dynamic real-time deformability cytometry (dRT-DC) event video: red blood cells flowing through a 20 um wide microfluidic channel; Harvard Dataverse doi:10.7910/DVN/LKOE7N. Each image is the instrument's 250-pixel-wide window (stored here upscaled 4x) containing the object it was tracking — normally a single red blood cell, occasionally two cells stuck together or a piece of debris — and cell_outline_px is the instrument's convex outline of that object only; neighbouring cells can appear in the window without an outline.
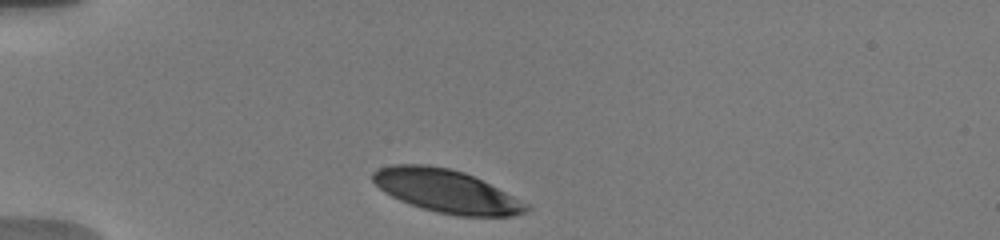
{"species": "human", "species_latin": "Homo sapiens", "temperature_condition": "warm", "stored_images_in_passage": 5, "camera_frame_rate_fps": 3000, "um_per_image_px": 0.085, "donor": {"sex": "male"}, "frame": {"image": 1, "passage_image": 1, "time_ms": 0.0, "image_size_px": [1000, 240], "cell_outline_px": [[532, 208], [524, 212], [512, 216], [460, 216], [440, 212], [424, 208], [400, 200], [384, 192], [372, 180], [372, 172], [380, 168], [392, 164], [424, 164], [448, 168], [464, 172], [528, 204]], "centroid_in_image_um": [37.91, 16.23], "position_along_channel_um": 47.1, "area_um2": 37.74}}
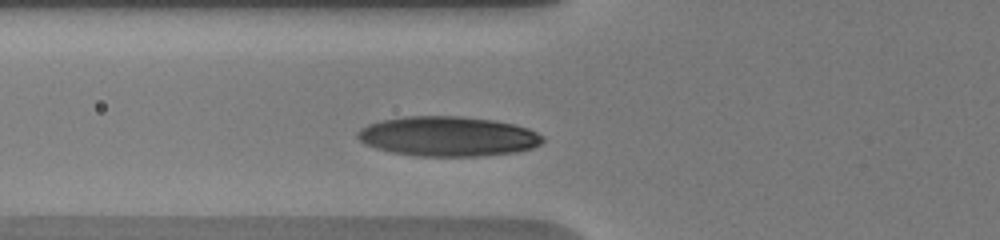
{"frame": {"image": 2, "passage_image": 4, "time_ms": 2.0, "image_size_px": [1000, 240], "cell_outline_px": [[544, 140], [540, 144], [532, 148], [516, 152], [480, 156], [416, 156], [392, 152], [376, 148], [364, 144], [356, 136], [356, 132], [360, 128], [368, 124], [380, 120], [404, 116], [460, 116], [496, 120], [528, 128], [544, 136]], "centroid_in_image_um": [38.05, 11.58], "position_along_channel_um": 87.7, "area_um2": 43.23}}